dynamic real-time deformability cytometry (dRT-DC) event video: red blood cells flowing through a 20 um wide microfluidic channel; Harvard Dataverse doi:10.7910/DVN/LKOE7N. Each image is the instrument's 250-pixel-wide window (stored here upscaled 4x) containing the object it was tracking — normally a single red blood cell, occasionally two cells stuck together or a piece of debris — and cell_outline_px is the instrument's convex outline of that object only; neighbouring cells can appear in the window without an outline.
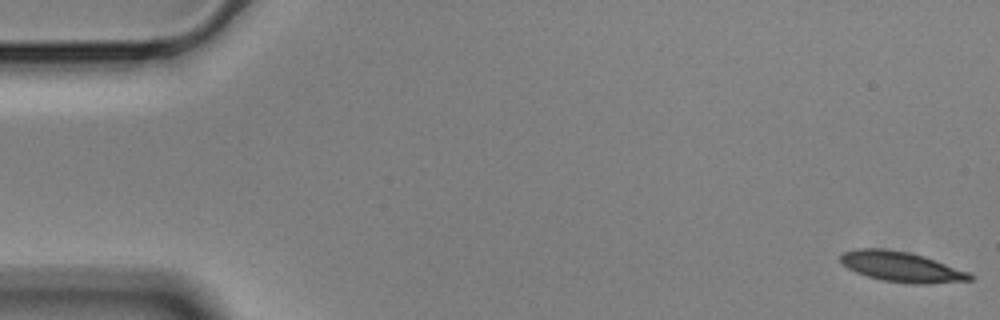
{"species": "Egyptian fruit bat (a non-hibernating species)", "species_latin": "Rousettus aegyptiacus", "temperature_condition": "cold", "stored_images_in_passage": 17, "camera_frame_rate_fps": 3000, "um_per_image_px": 0.085, "animal": {"sex": "male"}, "frame": {"image": 1, "passage_image": 1, "time_ms": 0.0, "image_size_px": [1000, 320], "cell_outline_px": [[972, 280], [928, 284], [908, 284], [880, 280], [856, 272], [848, 268], [840, 260], [840, 256], [844, 252], [856, 248], [888, 248], [908, 252], [924, 256], [968, 272], [972, 276]], "centroid_in_image_um": [76.6, 22.68], "position_along_channel_um": 8.4, "area_um2": 22.77}}